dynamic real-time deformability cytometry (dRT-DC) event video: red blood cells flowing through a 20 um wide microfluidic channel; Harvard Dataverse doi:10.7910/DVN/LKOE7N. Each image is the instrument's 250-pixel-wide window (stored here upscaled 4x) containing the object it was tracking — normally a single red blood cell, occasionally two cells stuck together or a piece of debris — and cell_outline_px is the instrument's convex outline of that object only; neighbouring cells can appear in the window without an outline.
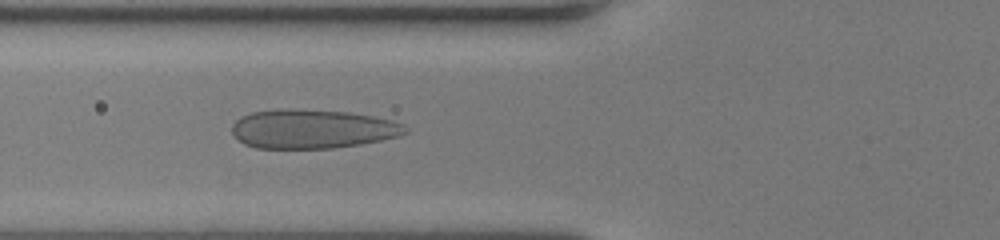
{"species": "human", "species_latin": "Homo sapiens", "temperature_condition": "room temperature", "stored_images_in_passage": 51, "camera_frame_rate_fps": 3000, "um_per_image_px": 0.085, "donor": {"sex": "female"}, "frame": {"image": 1, "passage_image": 20, "time_ms": 6.333, "image_size_px": [1000, 240], "cell_outline_px": [[408, 132], [400, 136], [360, 144], [332, 148], [256, 148], [244, 144], [232, 132], [232, 124], [240, 116], [252, 112], [276, 108], [288, 108], [348, 112], [372, 116], [404, 124], [408, 128]], "centroid_in_image_um": [26.53, 10.95], "position_along_channel_um": 99.3, "area_um2": 39.54}}
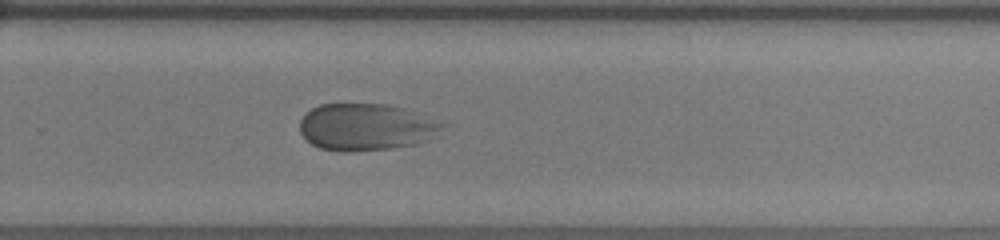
{"frame": {"image": 2, "passage_image": 35, "time_ms": 11.333, "image_size_px": [1000, 240], "cell_outline_px": [[444, 128], [428, 140], [416, 144], [392, 148], [352, 152], [340, 152], [320, 148], [312, 144], [300, 132], [300, 120], [312, 108], [320, 104], [388, 104], [404, 108], [416, 112], [444, 124]], "centroid_in_image_um": [31.11, 10.81], "position_along_channel_um": 298.7, "area_um2": 38.96}}
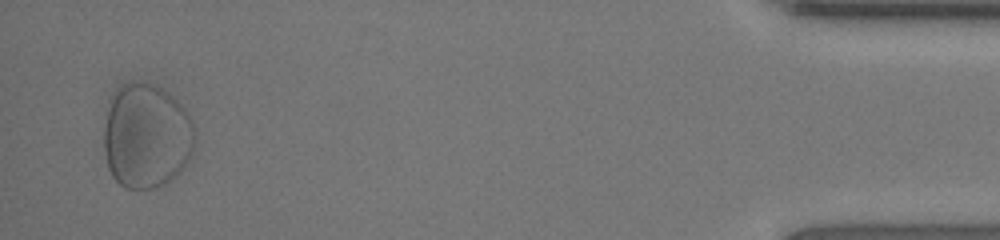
{"frame": {"image": 3, "passage_image": 50, "time_ms": 16.333, "image_size_px": [1000, 240], "cell_outline_px": [[196, 136], [192, 148], [184, 164], [164, 184], [152, 188], [124, 188], [112, 176], [108, 168], [104, 148], [104, 128], [108, 96], [116, 88], [124, 84], [152, 84], [160, 88], [172, 96], [184, 108], [192, 120]], "centroid_in_image_um": [12.39, 11.54], "position_along_channel_um": 422.8, "area_um2": 55.14}}